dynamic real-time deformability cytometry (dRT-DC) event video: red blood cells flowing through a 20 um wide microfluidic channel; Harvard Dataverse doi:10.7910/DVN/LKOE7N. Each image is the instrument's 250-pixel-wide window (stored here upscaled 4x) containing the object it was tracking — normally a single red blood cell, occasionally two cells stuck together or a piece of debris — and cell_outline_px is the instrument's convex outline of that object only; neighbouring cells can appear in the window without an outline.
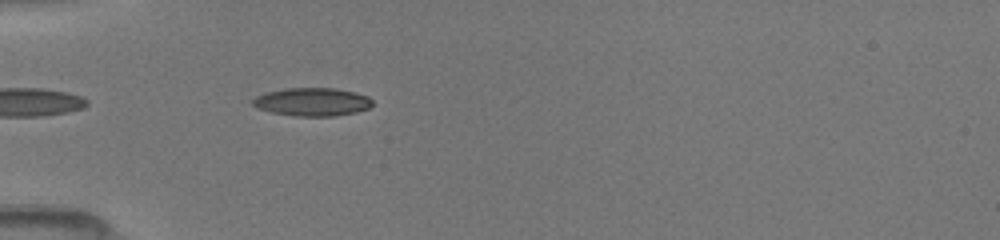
{"species": "common noctule bat (a hibernating species)", "species_latin": "Nyctalus noctula", "temperature_condition": "room temperature", "stored_images_in_passage": 2, "camera_frame_rate_fps": 3000, "um_per_image_px": 0.085, "animal": {"sex": "female", "body_mass_g": 19.5, "forearm_length_mm": 54.1}, "frame": {"image": 1, "passage_image": 2, "time_ms": 0.667, "image_size_px": [1000, 240], "cell_outline_px": [[372, 104], [368, 108], [356, 112], [332, 116], [296, 116], [272, 112], [256, 108], [252, 104], [252, 100], [256, 96], [264, 92], [284, 88], [332, 88], [356, 92], [368, 96], [372, 100]], "centroid_in_image_um": [26.51, 8.65], "position_along_channel_um": 58.5, "area_um2": 19.71}}